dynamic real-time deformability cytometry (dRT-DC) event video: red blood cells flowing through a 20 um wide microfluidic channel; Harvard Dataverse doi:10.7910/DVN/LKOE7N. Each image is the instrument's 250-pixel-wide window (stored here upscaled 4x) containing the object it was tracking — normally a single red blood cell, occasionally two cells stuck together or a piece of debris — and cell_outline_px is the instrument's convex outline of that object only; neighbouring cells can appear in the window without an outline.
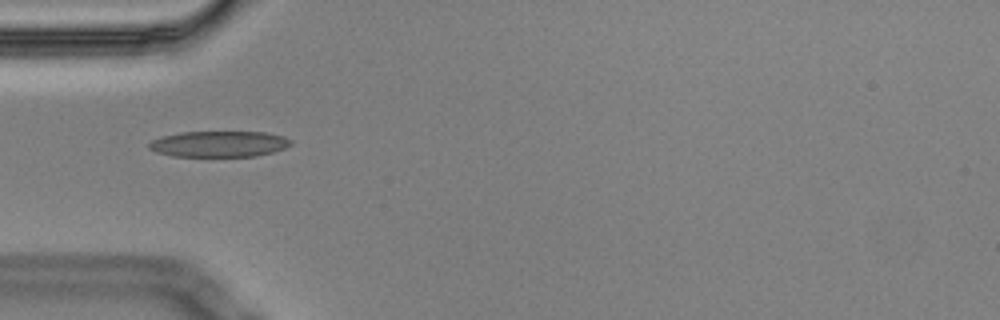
{"species": "Egyptian fruit bat (a non-hibernating species)", "species_latin": "Rousettus aegyptiacus", "temperature_condition": "cold", "stored_images_in_passage": 3, "camera_frame_rate_fps": 3000, "um_per_image_px": 0.085, "animal": {"sex": "male"}, "frame": {"image": 1, "passage_image": 3, "time_ms": 0.667, "image_size_px": [1000, 320], "cell_outline_px": [[292, 144], [284, 148], [272, 152], [256, 156], [172, 156], [156, 152], [148, 148], [148, 144], [152, 140], [160, 136], [180, 132], [264, 132], [284, 136], [292, 140]], "centroid_in_image_um": [18.6, 12.23], "position_along_channel_um": 66.4, "area_um2": 21.5}}